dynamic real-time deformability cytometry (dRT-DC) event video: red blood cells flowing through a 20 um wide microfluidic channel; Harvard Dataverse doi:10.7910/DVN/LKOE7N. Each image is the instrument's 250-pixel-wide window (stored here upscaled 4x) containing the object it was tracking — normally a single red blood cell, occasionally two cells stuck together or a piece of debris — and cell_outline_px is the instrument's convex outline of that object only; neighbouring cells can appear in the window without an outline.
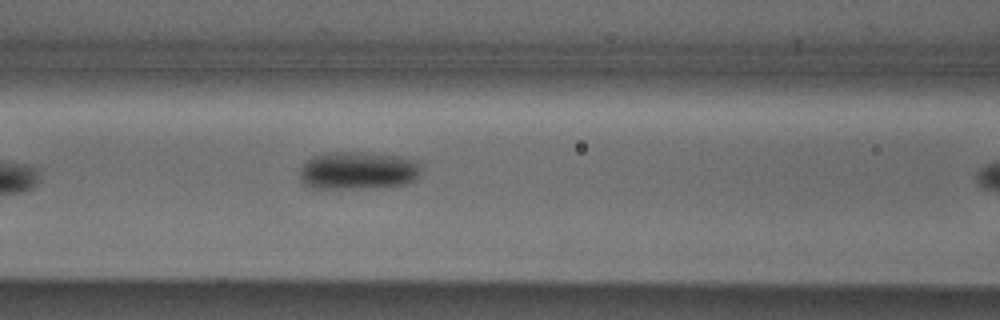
{"species": "Egyptian fruit bat (a non-hibernating species)", "species_latin": "Rousettus aegyptiacus", "temperature_condition": "cold", "stored_images_in_passage": 8, "segment_of_instrument_passage": [1, 2], "camera_frame_rate_fps": 3000, "um_per_image_px": 0.085, "animal": {"sex": "male"}, "frame": {"image": 1, "passage_image": 7, "time_ms": 2.0, "image_size_px": [1000, 320], "cell_outline_px": [[424, 164], [420, 176], [416, 180], [408, 184], [376, 188], [308, 188], [300, 180], [300, 168], [312, 156], [328, 152], [368, 152], [400, 156], [420, 160]], "centroid_in_image_um": [30.52, 14.49], "position_along_channel_um": 136.1, "area_um2": 27.69}}